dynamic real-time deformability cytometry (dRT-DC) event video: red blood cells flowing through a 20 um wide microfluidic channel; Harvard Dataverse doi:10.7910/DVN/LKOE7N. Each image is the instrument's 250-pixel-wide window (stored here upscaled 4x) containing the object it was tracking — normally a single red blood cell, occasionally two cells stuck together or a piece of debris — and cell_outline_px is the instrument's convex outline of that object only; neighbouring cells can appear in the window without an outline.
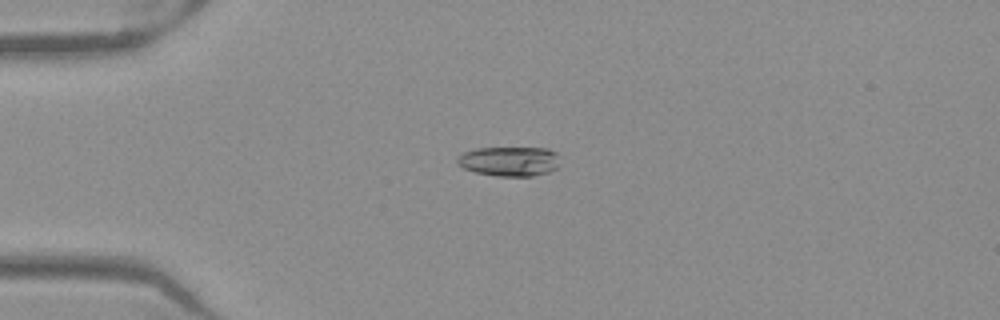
{"species": "Egyptian fruit bat (a non-hibernating species)", "species_latin": "Rousettus aegyptiacus", "temperature_condition": "warm", "stored_images_in_passage": 51, "camera_frame_rate_fps": 3000, "um_per_image_px": 0.085, "frame": {"image": 1, "passage_image": 13, "time_ms": 4.0, "image_size_px": [1000, 320], "cell_outline_px": [[560, 168], [548, 172], [532, 176], [496, 176], [476, 172], [464, 168], [456, 164], [456, 160], [464, 152], [476, 148], [548, 148], [556, 152], [560, 156]], "centroid_in_image_um": [43.36, 13.71], "position_along_channel_um": 41.6, "area_um2": 17.98}}
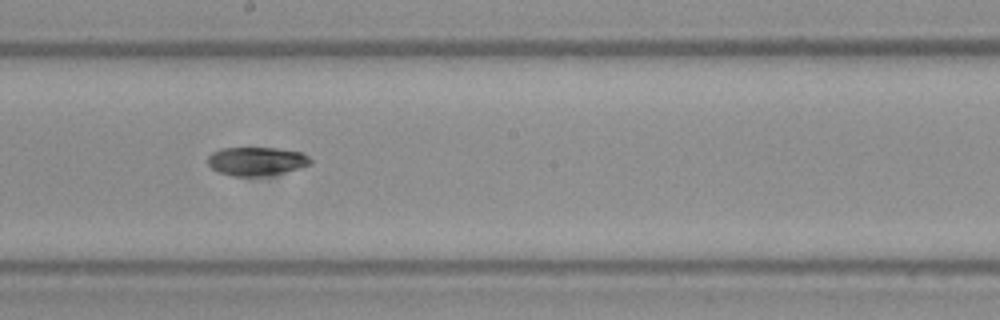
{"frame": {"image": 2, "passage_image": 29, "time_ms": 9.333, "image_size_px": [1000, 320], "cell_outline_px": [[312, 164], [300, 168], [284, 172], [260, 176], [232, 176], [216, 172], [208, 164], [208, 156], [212, 152], [220, 148], [276, 148], [304, 152], [312, 160]], "centroid_in_image_um": [21.81, 13.7], "position_along_channel_um": 226.4, "area_um2": 17.28}}
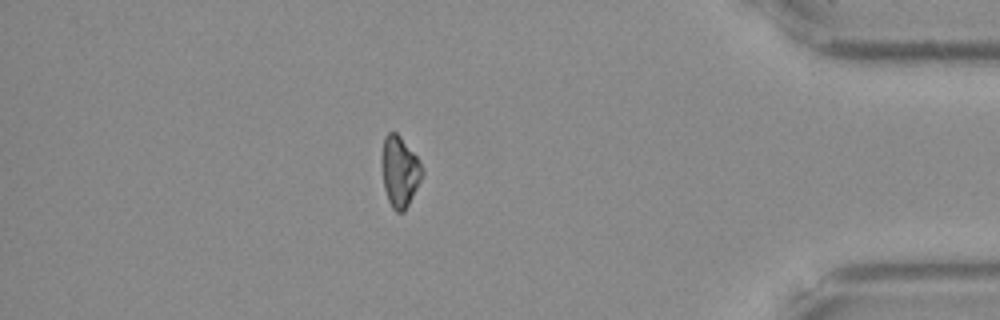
{"frame": {"image": 3, "passage_image": 45, "time_ms": 14.667, "image_size_px": [1000, 320], "cell_outline_px": [[424, 176], [404, 212], [396, 212], [392, 208], [388, 200], [384, 188], [380, 160], [384, 136], [388, 132], [396, 132], [400, 136], [416, 156], [424, 172]], "centroid_in_image_um": [33.96, 14.58], "position_along_channel_um": 401.2, "area_um2": 16.88}, "authors_computed_cell_mechanics": {"area_um2": 17.2244, "velocity_mm_per_s": 3.9894, "shape_relaxation_time_tau1_ms": 10.4979, "shape_relaxation_time_tau2_ms": 5.5883, "deformation_change_tau1": 0.2299, "deformation_change_tau2": 0.0922}}